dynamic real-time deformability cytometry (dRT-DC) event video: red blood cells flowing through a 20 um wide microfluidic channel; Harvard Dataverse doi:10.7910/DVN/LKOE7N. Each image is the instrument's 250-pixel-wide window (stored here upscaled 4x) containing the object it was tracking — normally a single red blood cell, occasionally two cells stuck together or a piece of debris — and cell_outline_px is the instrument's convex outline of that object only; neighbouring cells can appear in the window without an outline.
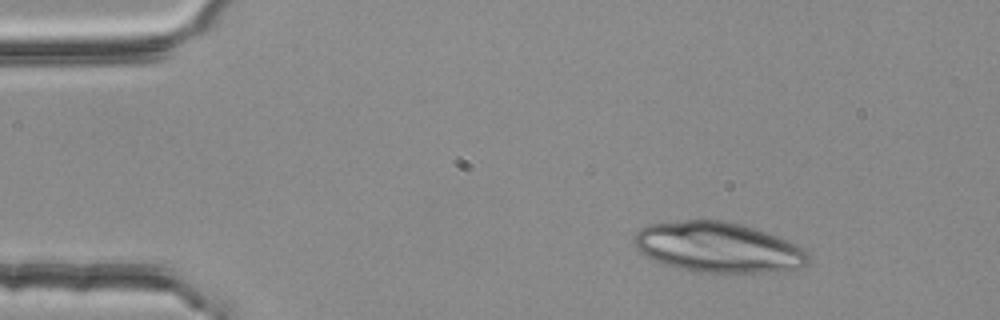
{"species": "common noctule bat (a hibernating species)", "species_latin": "Nyctalus noctula", "temperature_condition": "room temperature", "stored_images_in_passage": 51, "camera_frame_rate_fps": 3000, "um_per_image_px": 0.085, "animal": {"sex": "female", "body_mass_g": 25.1}, "frame": {"image": 1, "passage_image": 7, "time_ms": 2.0, "image_size_px": [1000, 320], "cell_outline_px": [[808, 264], [804, 268], [756, 272], [696, 272], [664, 264], [640, 252], [636, 248], [632, 240], [636, 232], [640, 228], [648, 224], [684, 220], [724, 220], [740, 224], [764, 232], [784, 240], [800, 248], [808, 256]], "centroid_in_image_um": [60.96, 21.01], "position_along_channel_um": 24.0, "area_um2": 50.29}}
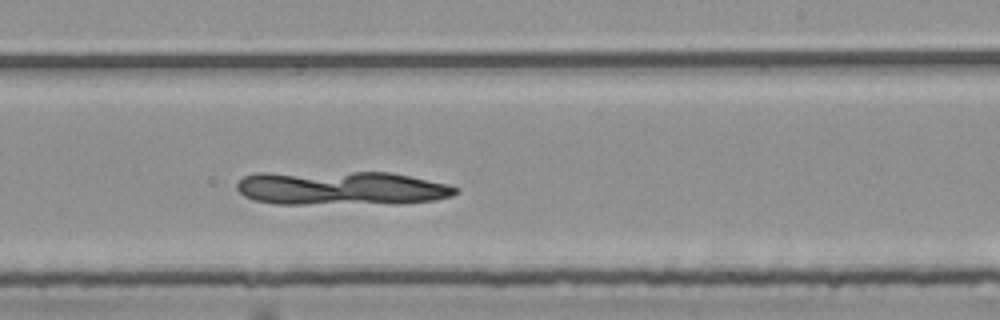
{"frame": {"image": 2, "passage_image": 32, "time_ms": 10.333, "image_size_px": [1000, 320], "cell_outline_px": [[460, 192], [452, 196], [436, 200], [400, 204], [276, 204], [252, 200], [244, 196], [236, 188], [236, 184], [244, 176], [260, 172], [392, 172], [448, 184], [460, 188]], "centroid_in_image_um": [29.04, 16.0], "position_along_channel_um": 260.0, "area_um2": 44.27}}
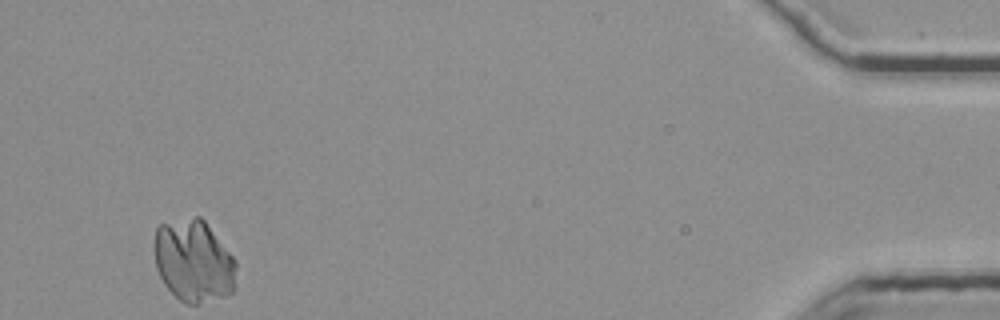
{"frame": {"image": 3, "passage_image": 51, "time_ms": 16.667, "image_size_px": [1000, 320], "cell_outline_px": [[236, 288], [228, 296], [196, 304], [184, 304], [164, 284], [156, 268], [156, 228], [160, 224], [196, 216], [200, 216], [204, 220], [236, 260]], "centroid_in_image_um": [16.5, 22.21], "position_along_channel_um": 418.7, "area_um2": 39.25}}